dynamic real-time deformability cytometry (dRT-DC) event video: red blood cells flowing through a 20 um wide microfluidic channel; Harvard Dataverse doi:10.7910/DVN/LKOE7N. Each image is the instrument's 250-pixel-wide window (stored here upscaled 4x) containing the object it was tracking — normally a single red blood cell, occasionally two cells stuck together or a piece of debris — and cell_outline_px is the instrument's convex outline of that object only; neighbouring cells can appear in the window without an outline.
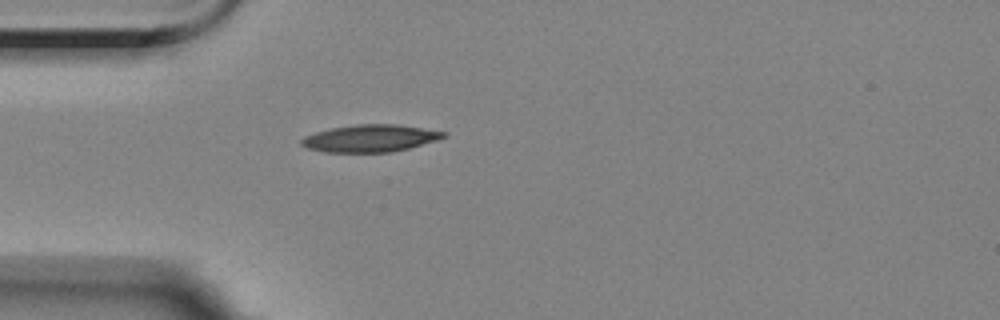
{"species": "Egyptian fruit bat (a non-hibernating species)", "species_latin": "Rousettus aegyptiacus", "temperature_condition": "room temperature", "stored_images_in_passage": 1, "camera_frame_rate_fps": 3000, "um_per_image_px": 0.085, "animal": {"sex": "female"}, "frame": {"image": 1, "passage_image": 1, "time_ms": 0.0, "image_size_px": [1000, 320], "cell_outline_px": [[448, 136], [436, 140], [408, 148], [392, 152], [324, 152], [308, 148], [300, 144], [300, 140], [304, 136], [316, 132], [332, 128], [356, 124], [396, 124], [448, 132]], "centroid_in_image_um": [31.47, 11.75], "position_along_channel_um": 53.5, "area_um2": 22.48}}